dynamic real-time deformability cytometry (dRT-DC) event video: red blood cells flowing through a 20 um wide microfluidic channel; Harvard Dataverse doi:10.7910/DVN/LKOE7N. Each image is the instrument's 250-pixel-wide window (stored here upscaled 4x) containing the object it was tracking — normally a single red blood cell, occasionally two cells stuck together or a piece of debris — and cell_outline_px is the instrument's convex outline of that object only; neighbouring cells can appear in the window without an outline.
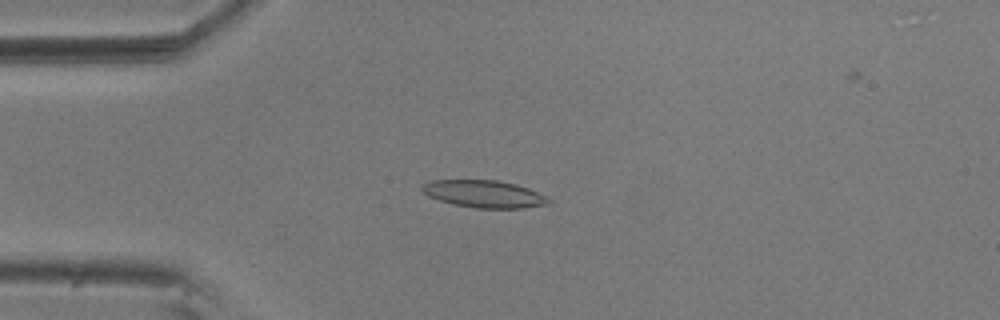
{"species": "common noctule bat (a hibernating species)", "species_latin": "Nyctalus noctula", "temperature_condition": "room temperature", "stored_images_in_passage": 55, "camera_frame_rate_fps": 3000, "um_per_image_px": 0.085, "animal": {"sex": "male", "body_mass_g": 20.5, "forearm_length_mm": 52.5}, "frame": {"image": 1, "passage_image": 14, "time_ms": 4.333, "image_size_px": [1000, 320], "cell_outline_px": [[552, 200], [548, 204], [524, 208], [476, 208], [452, 204], [428, 196], [420, 188], [424, 184], [432, 180], [496, 180], [516, 184], [528, 188]], "centroid_in_image_um": [41.14, 16.49], "position_along_channel_um": 43.9, "area_um2": 20.0}}
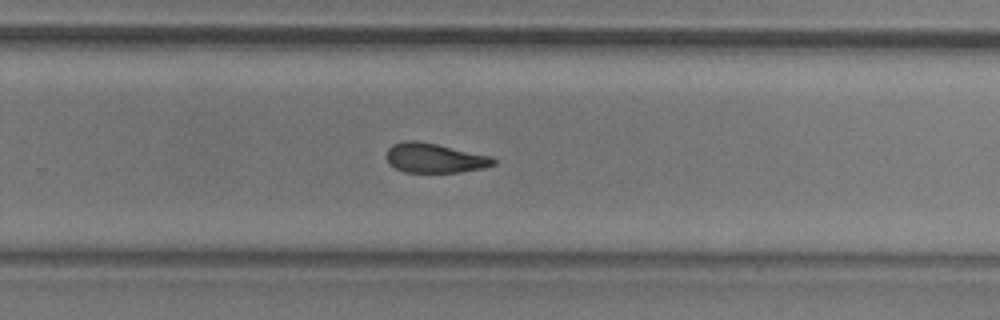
{"frame": {"image": 2, "passage_image": 36, "time_ms": 11.667, "image_size_px": [1000, 320], "cell_outline_px": [[496, 164], [484, 168], [460, 172], [404, 172], [388, 164], [388, 148], [392, 144], [404, 140], [416, 140], [436, 144], [492, 156], [496, 160]], "centroid_in_image_um": [36.96, 13.43], "position_along_channel_um": 292.8, "area_um2": 18.44}}
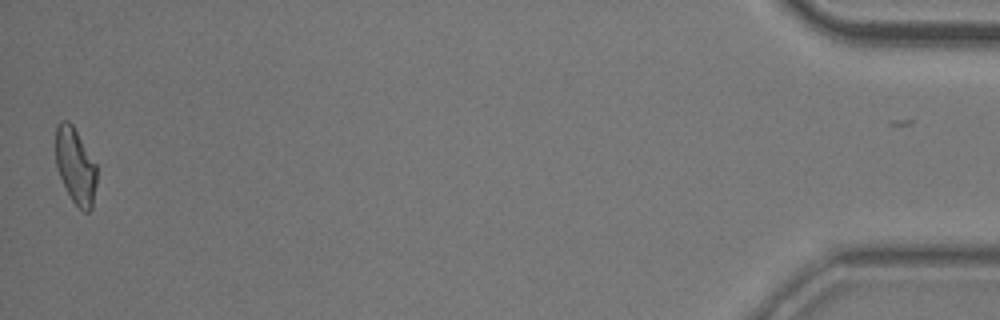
{"frame": {"image": 3, "passage_image": 55, "time_ms": 18.0, "image_size_px": [1000, 320], "cell_outline_px": [[96, 184], [92, 208], [88, 212], [84, 212], [72, 200], [56, 168], [56, 124], [60, 120], [68, 120], [72, 124], [96, 164]], "centroid_in_image_um": [6.41, 14.09], "position_along_channel_um": 428.8, "area_um2": 18.03}, "authors_computed_cell_mechanics": {"area_um2": 19.2474, "velocity_mm_per_s": 3.6414, "shape_relaxation_time_tau1_ms": 6.9555, "shape_relaxation_time_tau2_ms": 5.4808, "deformation_change_tau1": 0.1802, "deformation_change_tau2": 0.1468}}